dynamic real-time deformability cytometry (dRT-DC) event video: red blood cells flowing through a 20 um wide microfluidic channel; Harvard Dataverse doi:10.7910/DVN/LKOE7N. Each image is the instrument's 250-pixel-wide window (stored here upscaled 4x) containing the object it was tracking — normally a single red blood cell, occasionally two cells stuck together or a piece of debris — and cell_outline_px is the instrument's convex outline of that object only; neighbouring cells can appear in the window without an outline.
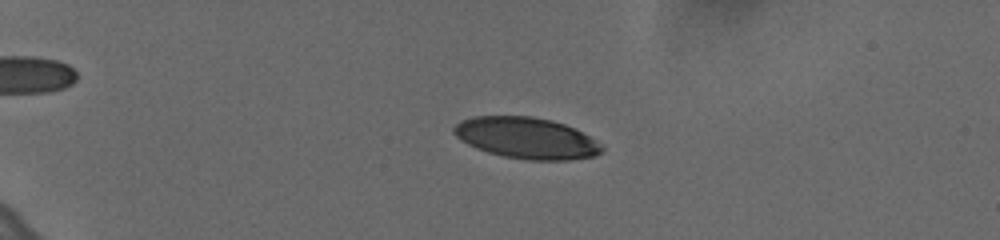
{"species": "human", "species_latin": "Homo sapiens", "temperature_condition": "cold", "stored_images_in_passage": 58, "camera_frame_rate_fps": 3000, "um_per_image_px": 0.085, "donor": {"sex": "female"}, "frame": {"image": 1, "passage_image": 14, "time_ms": 4.333, "image_size_px": [1000, 240], "cell_outline_px": [[604, 148], [596, 156], [568, 160], [528, 160], [504, 156], [488, 152], [476, 148], [460, 140], [452, 132], [452, 128], [460, 120], [472, 116], [532, 116], [552, 120], [576, 128], [604, 144]], "centroid_in_image_um": [44.77, 11.72], "position_along_channel_um": 40.2, "area_um2": 35.95}}
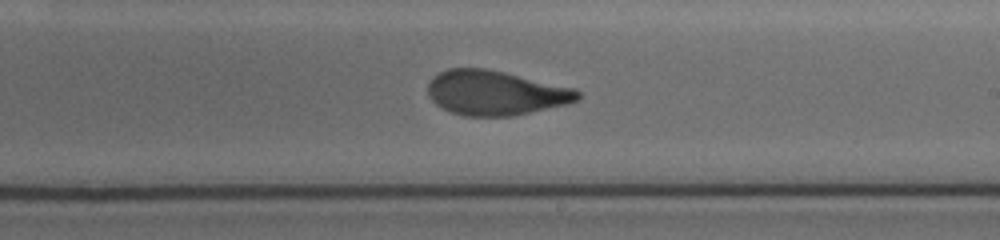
{"frame": {"image": 2, "passage_image": 37, "time_ms": 12.0, "image_size_px": [1000, 240], "cell_outline_px": [[580, 96], [576, 100], [568, 104], [512, 116], [464, 116], [452, 112], [436, 104], [428, 96], [428, 84], [432, 76], [448, 68], [484, 68], [504, 72], [576, 88], [580, 92]], "centroid_in_image_um": [42.11, 7.89], "position_along_channel_um": 246.9, "area_um2": 38.96}}
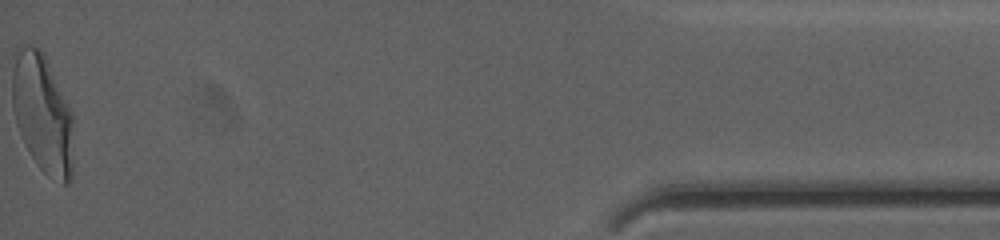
{"frame": {"image": 3, "passage_image": 58, "time_ms": 19.0, "image_size_px": [1000, 240], "cell_outline_px": [[72, 180], [68, 184], [64, 184], [48, 176], [36, 164], [24, 144], [20, 136], [16, 124], [12, 108], [12, 52], [28, 44], [32, 44], [40, 48], [44, 52], [72, 112]], "centroid_in_image_um": [3.58, 9.61], "position_along_channel_um": 431.6, "area_um2": 43.12}, "authors_computed_cell_mechanics": {"area_um2": 38.6971, "velocity_mm_per_s": 3.6402, "shape_relaxation_time_tau1_ms": 4.5288, "shape_relaxation_time_tau2_ms": 1.3243, "deformation_change_tau1": 0.1962, "deformation_change_tau2": 0.0869}}